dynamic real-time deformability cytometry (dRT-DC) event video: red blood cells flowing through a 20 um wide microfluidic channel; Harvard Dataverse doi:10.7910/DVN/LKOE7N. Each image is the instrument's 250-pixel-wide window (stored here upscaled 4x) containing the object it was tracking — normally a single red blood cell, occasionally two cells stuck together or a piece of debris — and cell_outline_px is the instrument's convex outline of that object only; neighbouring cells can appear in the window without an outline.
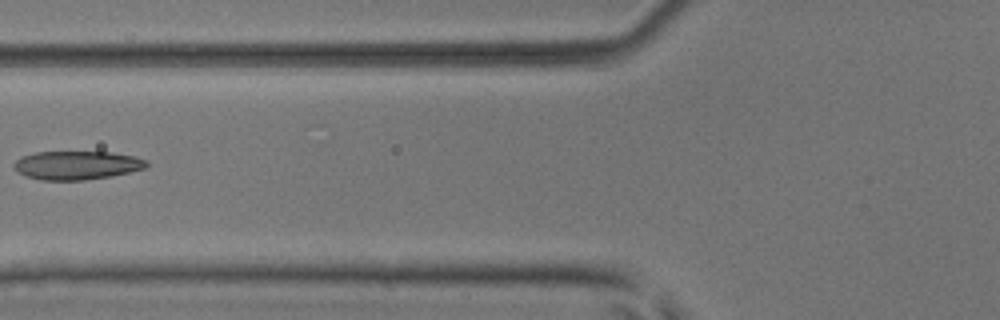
{"species": "common noctule bat (a hibernating species)", "species_latin": "Nyctalus noctula", "temperature_condition": "room temperature", "stored_images_in_passage": 6, "camera_frame_rate_fps": 3000, "um_per_image_px": 0.085, "animal": {"sex": "male", "body_mass_g": 17.9, "forearm_length_mm": 54.2}, "frame": {"image": 1, "passage_image": 6, "time_ms": 1.667, "image_size_px": [1000, 320], "cell_outline_px": [[148, 168], [112, 176], [84, 180], [40, 180], [24, 176], [16, 172], [12, 164], [20, 156], [36, 152], [112, 152], [136, 156], [148, 160]], "centroid_in_image_um": [6.53, 14.05], "position_along_channel_um": 119.3, "area_um2": 22.54}}